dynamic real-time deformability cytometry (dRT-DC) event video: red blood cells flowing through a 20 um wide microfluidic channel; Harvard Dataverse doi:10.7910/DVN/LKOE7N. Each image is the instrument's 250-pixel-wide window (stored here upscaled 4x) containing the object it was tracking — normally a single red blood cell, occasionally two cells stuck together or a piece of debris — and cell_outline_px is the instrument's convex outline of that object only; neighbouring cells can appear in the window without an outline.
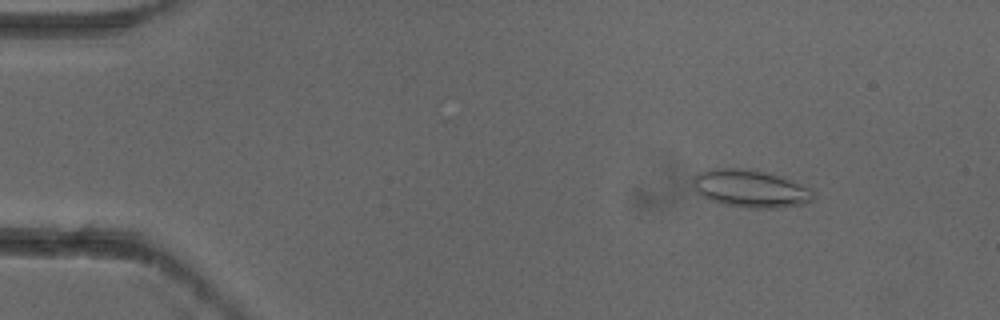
{"species": "common noctule bat (a hibernating species)", "species_latin": "Nyctalus noctula", "temperature_condition": "cold", "stored_images_in_passage": 5, "camera_frame_rate_fps": 3000, "um_per_image_px": 0.085, "animal": {"sex": "female"}, "frame": {"image": 1, "passage_image": 2, "time_ms": 0.333, "image_size_px": [1000, 320], "cell_outline_px": [[816, 196], [812, 200], [804, 204], [776, 208], [748, 208], [724, 204], [712, 200], [696, 192], [692, 184], [692, 176], [700, 172], [712, 168], [744, 168], [776, 176], [812, 188], [816, 192]], "centroid_in_image_um": [63.78, 16.04], "position_along_channel_um": 21.2, "area_um2": 26.24}}